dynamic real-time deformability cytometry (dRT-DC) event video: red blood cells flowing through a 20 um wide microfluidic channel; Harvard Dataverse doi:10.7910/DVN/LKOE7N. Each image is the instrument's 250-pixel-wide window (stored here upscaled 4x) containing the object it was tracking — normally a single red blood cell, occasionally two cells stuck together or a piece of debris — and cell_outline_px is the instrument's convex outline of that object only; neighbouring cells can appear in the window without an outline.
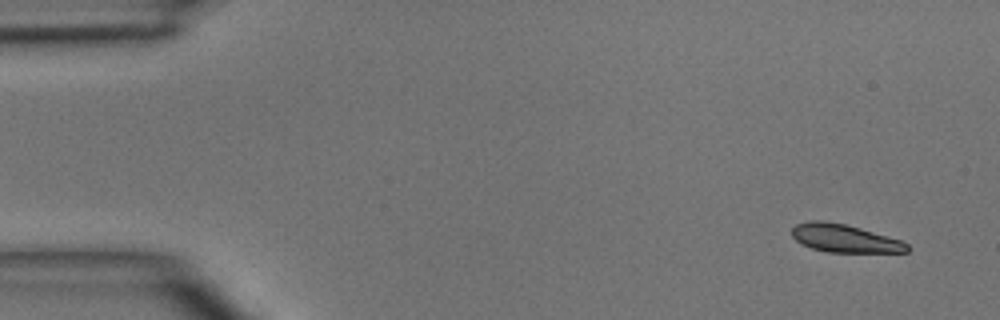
{"species": "common noctule bat (a hibernating species)", "species_latin": "Nyctalus noctula", "temperature_condition": "room temperature", "stored_images_in_passage": 4, "camera_frame_rate_fps": 3000, "um_per_image_px": 0.085, "animal": {"sex": "male", "body_mass_g": 15.6}, "frame": {"image": 1, "passage_image": 1, "time_ms": 0.0, "image_size_px": [1000, 320], "cell_outline_px": [[912, 248], [908, 252], [828, 252], [812, 248], [796, 240], [792, 236], [792, 228], [796, 224], [808, 220], [824, 220], [844, 224], [860, 228], [900, 240], [908, 244]], "centroid_in_image_um": [71.79, 20.25], "position_along_channel_um": 13.2, "area_um2": 18.73}}
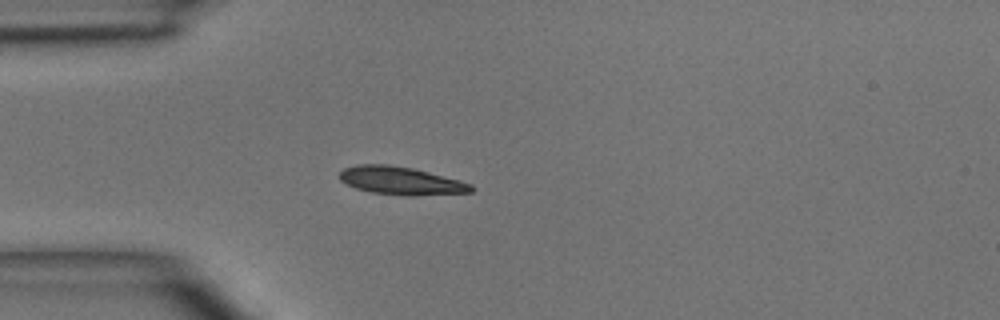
{"frame": {"image": 2, "passage_image": 4, "time_ms": 3.333, "image_size_px": [1000, 320], "cell_outline_px": [[476, 188], [472, 192], [412, 196], [400, 196], [372, 192], [356, 188], [340, 180], [340, 172], [344, 168], [356, 164], [388, 164], [412, 168], [460, 180], [472, 184]], "centroid_in_image_um": [34.1, 15.37], "position_along_channel_um": 50.9, "area_um2": 21.56}}